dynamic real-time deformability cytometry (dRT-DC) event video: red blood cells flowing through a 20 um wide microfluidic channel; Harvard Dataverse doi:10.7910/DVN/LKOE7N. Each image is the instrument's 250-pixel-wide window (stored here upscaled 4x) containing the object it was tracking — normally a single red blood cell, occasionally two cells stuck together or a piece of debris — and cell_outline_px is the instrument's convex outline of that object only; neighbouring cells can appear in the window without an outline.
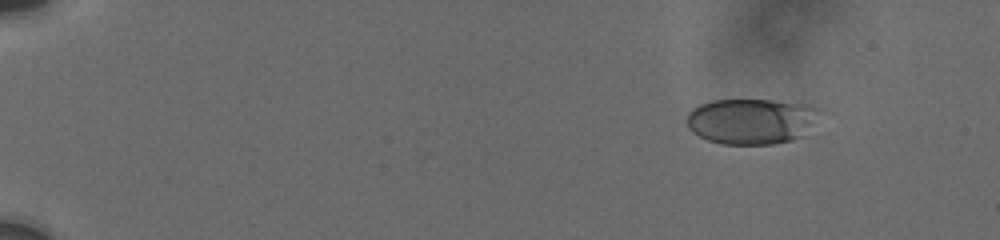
{"species": "human", "species_latin": "Homo sapiens", "temperature_condition": "cold", "stored_images_in_passage": 11, "camera_frame_rate_fps": 3000, "um_per_image_px": 0.085, "donor": {"sex": "male"}, "frame": {"image": 1, "passage_image": 1, "time_ms": 0.0, "image_size_px": [1000, 240], "cell_outline_px": [[816, 108], [808, 124], [800, 136], [792, 140], [772, 144], [720, 144], [708, 140], [692, 132], [688, 128], [684, 120], [688, 112], [692, 108], [700, 104], [712, 100], [772, 100], [804, 104]], "centroid_in_image_um": [63.67, 10.3], "position_along_channel_um": 21.3, "area_um2": 34.56}}
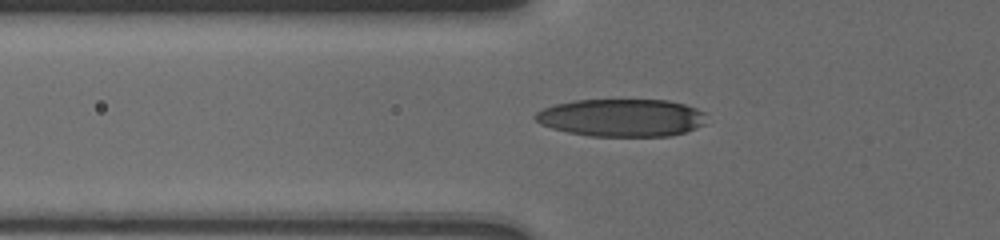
{"frame": {"image": 2, "passage_image": 10, "time_ms": 5.0, "image_size_px": [1000, 240], "cell_outline_px": [[704, 124], [696, 128], [684, 132], [668, 136], [588, 136], [568, 132], [552, 128], [540, 124], [532, 116], [536, 112], [544, 108], [556, 104], [576, 100], [668, 100], [684, 104], [696, 108], [704, 112]], "centroid_in_image_um": [52.81, 10.01], "position_along_channel_um": 73.0, "area_um2": 37.51}}